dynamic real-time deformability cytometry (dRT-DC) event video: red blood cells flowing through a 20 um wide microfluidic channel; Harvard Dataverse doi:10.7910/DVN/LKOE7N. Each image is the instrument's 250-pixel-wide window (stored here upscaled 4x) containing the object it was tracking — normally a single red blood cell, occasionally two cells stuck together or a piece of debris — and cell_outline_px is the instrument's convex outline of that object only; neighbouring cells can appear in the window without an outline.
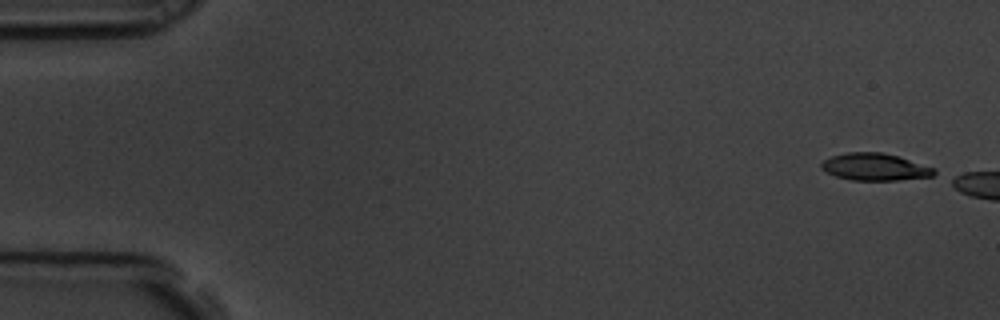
{"species": "common noctule bat (a hibernating species)", "species_latin": "Nyctalus noctula", "temperature_condition": "room temperature", "stored_images_in_passage": 5, "segment_of_instrument_passage": [2, 2], "camera_frame_rate_fps": 3000, "um_per_image_px": 0.085, "animal": {"sex": "male", "body_mass_g": 19.5, "forearm_length_mm": 54.6}, "frame": {"image": 1, "passage_image": 5, "time_ms": 1.333, "image_size_px": [1000, 320], "cell_outline_px": [[936, 172], [932, 176], [896, 180], [852, 180], [836, 176], [820, 168], [820, 164], [824, 160], [832, 156], [848, 152], [880, 152], [900, 156], [936, 168]], "centroid_in_image_um": [74.39, 14.18], "position_along_channel_um": 10.6, "area_um2": 17.86}}